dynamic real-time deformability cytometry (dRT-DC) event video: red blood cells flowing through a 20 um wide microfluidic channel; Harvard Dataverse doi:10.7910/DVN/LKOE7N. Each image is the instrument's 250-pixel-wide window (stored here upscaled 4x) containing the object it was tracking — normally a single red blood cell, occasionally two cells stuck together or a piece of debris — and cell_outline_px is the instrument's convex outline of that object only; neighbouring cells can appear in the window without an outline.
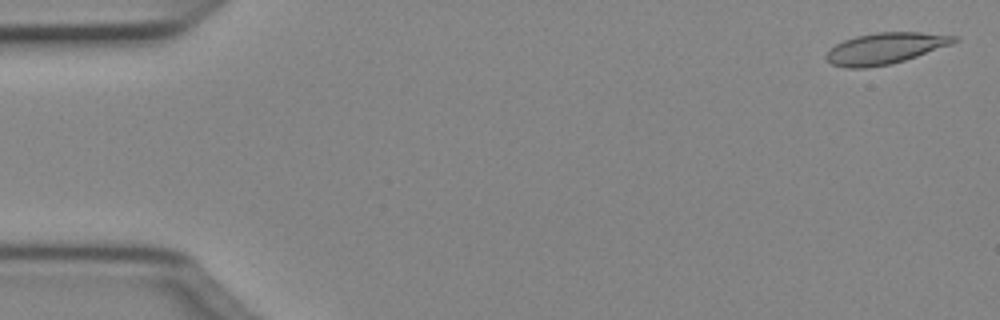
{"species": "Egyptian fruit bat (a non-hibernating species)", "species_latin": "Rousettus aegyptiacus", "temperature_condition": "cold", "stored_images_in_passage": 50, "camera_frame_rate_fps": 3000, "um_per_image_px": 0.085, "animal": {"sex": "female"}, "frame": {"image": 1, "passage_image": 2, "time_ms": 0.333, "image_size_px": [1000, 320], "cell_outline_px": [[956, 40], [952, 44], [904, 60], [888, 64], [868, 68], [844, 68], [832, 64], [824, 56], [836, 44], [844, 40], [856, 36], [876, 32], [920, 32], [956, 36]], "centroid_in_image_um": [75.2, 4.11], "position_along_channel_um": 9.8, "area_um2": 22.95}}
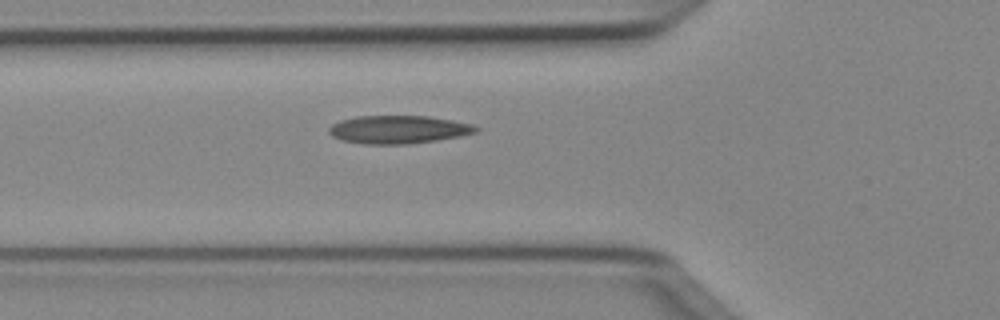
{"frame": {"image": 2, "passage_image": 18, "time_ms": 5.667, "image_size_px": [1000, 320], "cell_outline_px": [[480, 128], [476, 132], [460, 136], [436, 140], [408, 144], [364, 144], [340, 140], [332, 136], [328, 132], [328, 128], [332, 124], [340, 120], [356, 116], [428, 116], [452, 120], [472, 124]], "centroid_in_image_um": [33.83, 11.01], "position_along_channel_um": 92.0, "area_um2": 24.1}}
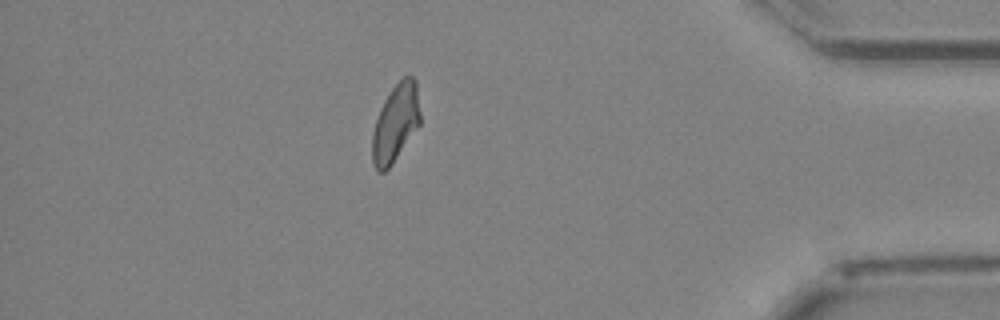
{"frame": {"image": 3, "passage_image": 44, "time_ms": 14.333, "image_size_px": [1000, 320], "cell_outline_px": [[420, 124], [392, 164], [384, 172], [380, 172], [372, 164], [372, 132], [380, 108], [384, 100], [392, 88], [404, 76], [412, 76], [416, 80], [420, 112]], "centroid_in_image_um": [33.62, 10.46], "position_along_channel_um": 401.6, "area_um2": 21.62}, "authors_computed_cell_mechanics": {"area_um2": 22.8599, "velocity_mm_per_s": 4.0444, "shape_relaxation_time_tau1_ms": null, "shape_relaxation_time_tau2_ms": 4.0917, "deformation_change_tau1": null, "deformation_change_tau2": 0.1081}}